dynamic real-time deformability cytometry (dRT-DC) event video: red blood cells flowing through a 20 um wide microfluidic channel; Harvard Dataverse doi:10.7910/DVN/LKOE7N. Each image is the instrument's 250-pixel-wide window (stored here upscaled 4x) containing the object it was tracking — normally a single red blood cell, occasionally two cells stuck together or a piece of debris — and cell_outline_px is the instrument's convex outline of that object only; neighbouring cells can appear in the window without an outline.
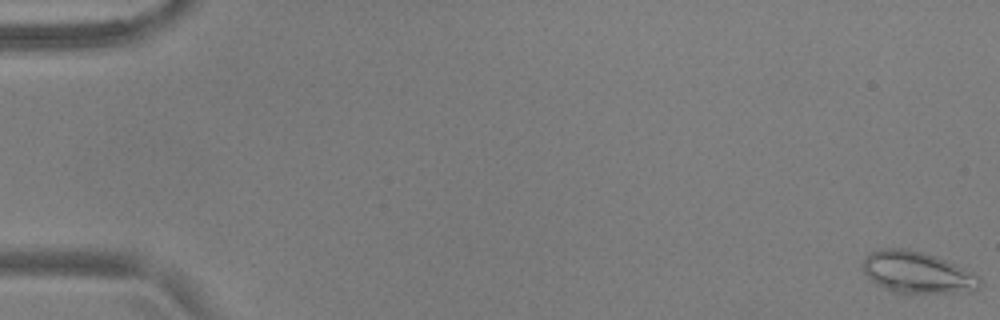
{"species": "common noctule bat (a hibernating species)", "species_latin": "Nyctalus noctula", "temperature_condition": "warm", "stored_images_in_passage": 55, "camera_frame_rate_fps": 3000, "um_per_image_px": 0.085, "animal": {"sex": "male", "body_mass_g": 17.9, "forearm_length_mm": 54.2}, "frame": {"image": 1, "passage_image": 1, "time_ms": 0.0, "image_size_px": [1000, 320], "cell_outline_px": [[980, 288], [968, 292], [892, 292], [876, 284], [864, 272], [860, 264], [864, 256], [868, 252], [880, 248], [908, 248], [936, 256], [976, 276], [980, 280]], "centroid_in_image_um": [77.85, 23.13], "position_along_channel_um": 7.1, "area_um2": 28.03}}
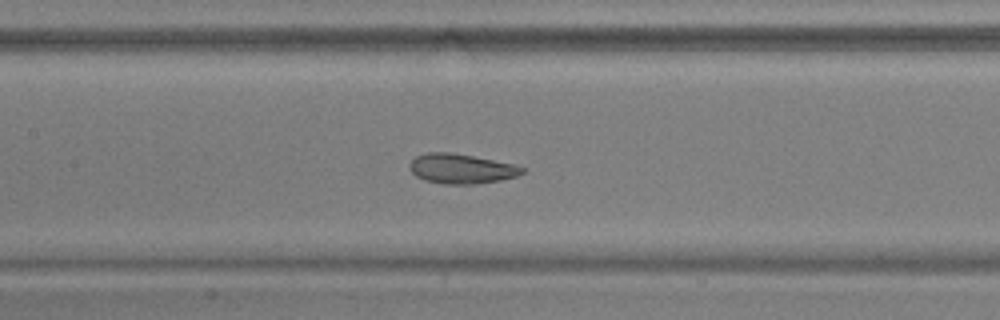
{"frame": {"image": 2, "passage_image": 27, "time_ms": 8.667, "image_size_px": [1000, 320], "cell_outline_px": [[528, 168], [524, 172], [516, 176], [500, 180], [472, 184], [444, 184], [424, 180], [416, 176], [412, 172], [408, 164], [416, 156], [428, 152], [448, 152], [472, 156], [512, 164]], "centroid_in_image_um": [39.2, 14.34], "position_along_channel_um": 168.2, "area_um2": 19.36}}
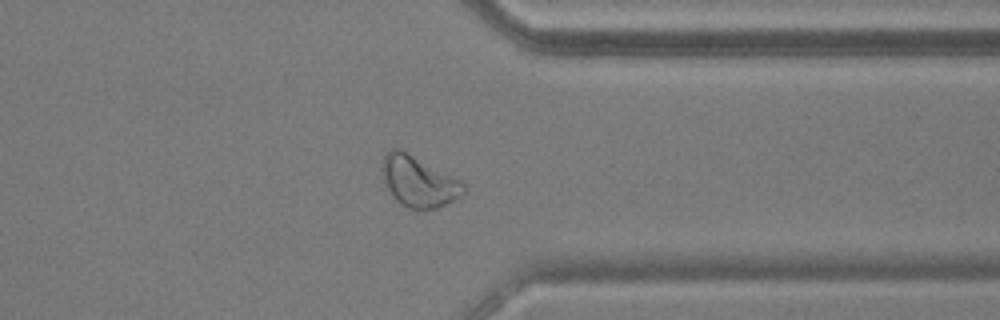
{"frame": {"image": 3, "passage_image": 44, "time_ms": 14.333, "image_size_px": [1000, 320], "cell_outline_px": [[464, 196], [436, 208], [408, 208], [396, 200], [384, 188], [384, 156], [392, 148], [400, 148], [460, 180], [464, 184]], "centroid_in_image_um": [35.59, 15.43], "position_along_channel_um": 375.8, "area_um2": 23.76}, "authors_computed_cell_mechanics": {"area_um2": 22.3108, "velocity_mm_per_s": 3.7162, "shape_relaxation_time_tau1_ms": 5.5849, "shape_relaxation_time_tau2_ms": 1.3607, "deformation_change_tau1": 0.1466, "deformation_change_tau2": 0.0556}}